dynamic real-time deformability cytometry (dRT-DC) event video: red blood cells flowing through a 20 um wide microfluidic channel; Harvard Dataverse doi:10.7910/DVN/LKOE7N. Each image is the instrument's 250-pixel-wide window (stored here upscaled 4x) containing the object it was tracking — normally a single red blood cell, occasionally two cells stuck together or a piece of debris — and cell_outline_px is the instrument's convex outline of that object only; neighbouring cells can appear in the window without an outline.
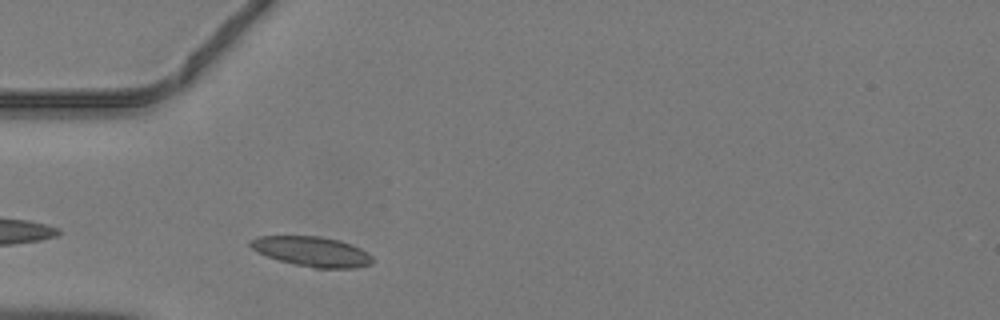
{"species": "common noctule bat (a hibernating species)", "species_latin": "Nyctalus noctula", "temperature_condition": "warm", "stored_images_in_passage": 31, "camera_frame_rate_fps": 3000, "um_per_image_px": 0.085, "animal": {"sex": "male", "body_mass_g": 19.2, "forearm_length_mm": 51.8}, "frame": {"image": 1, "passage_image": 3, "time_ms": 0.667, "image_size_px": [1000, 320], "cell_outline_px": [[372, 264], [356, 268], [316, 268], [296, 264], [280, 260], [268, 256], [252, 248], [248, 244], [248, 240], [260, 236], [320, 236], [340, 240], [360, 248], [368, 252], [372, 256]], "centroid_in_image_um": [26.54, 21.37], "position_along_channel_um": 58.5, "area_um2": 21.15}}
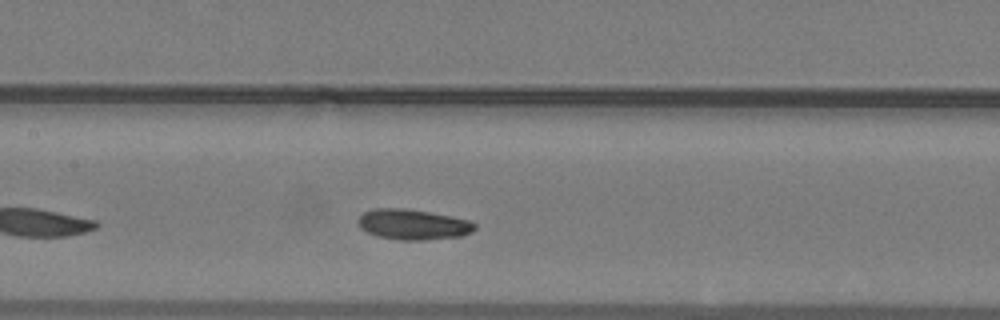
{"frame": {"image": 2, "passage_image": 11, "time_ms": 3.333, "image_size_px": [1000, 320], "cell_outline_px": [[476, 228], [472, 232], [460, 236], [424, 240], [400, 240], [380, 236], [368, 232], [360, 228], [356, 220], [364, 212], [376, 208], [404, 208], [452, 216], [468, 220], [476, 224]], "centroid_in_image_um": [35.1, 19.07], "position_along_channel_um": 172.3, "area_um2": 20.58}}
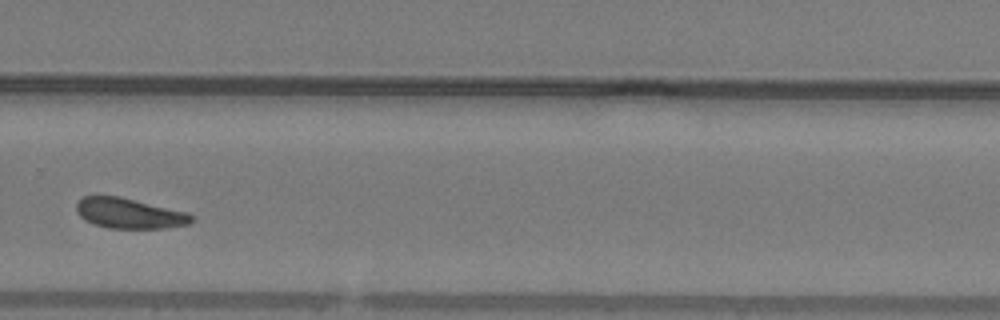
{"frame": {"image": 3, "passage_image": 21, "time_ms": 6.667, "image_size_px": [1000, 320], "cell_outline_px": [[196, 220], [188, 224], [168, 228], [108, 228], [92, 224], [84, 220], [76, 212], [76, 200], [84, 196], [120, 196], [188, 212]], "centroid_in_image_um": [10.98, 18.13], "position_along_channel_um": 318.8, "area_um2": 20.63}}